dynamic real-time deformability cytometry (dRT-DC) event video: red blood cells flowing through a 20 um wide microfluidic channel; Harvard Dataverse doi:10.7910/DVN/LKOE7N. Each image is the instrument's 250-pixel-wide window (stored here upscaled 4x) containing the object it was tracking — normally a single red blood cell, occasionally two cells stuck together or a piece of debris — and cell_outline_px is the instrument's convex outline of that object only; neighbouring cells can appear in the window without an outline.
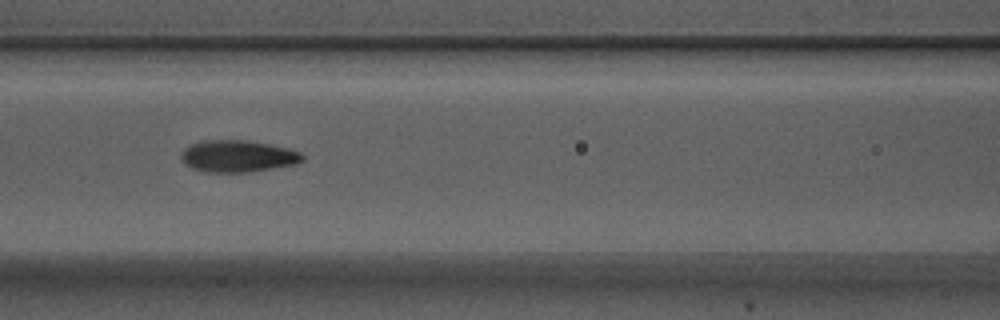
{"species": "Egyptian fruit bat (a non-hibernating species)", "species_latin": "Rousettus aegyptiacus", "temperature_condition": "warm", "stored_images_in_passage": 7, "camera_frame_rate_fps": 3000, "um_per_image_px": 0.085, "animal": {"sex": "male"}, "frame": {"image": 1, "passage_image": 3, "time_ms": 0.667, "image_size_px": [1000, 320], "cell_outline_px": [[304, 160], [296, 164], [248, 172], [208, 172], [192, 168], [184, 160], [184, 148], [200, 140], [248, 140], [288, 148], [300, 152], [304, 156]], "centroid_in_image_um": [20.27, 13.26], "position_along_channel_um": 146.3, "area_um2": 22.2}}
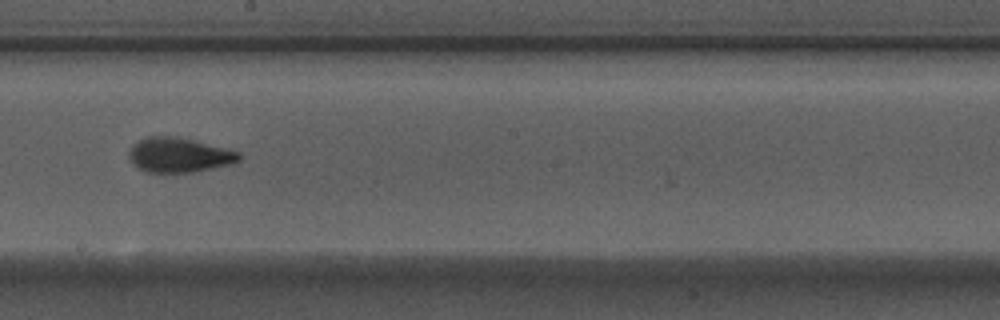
{"frame": {"image": 2, "passage_image": 5, "time_ms": 1.333, "image_size_px": [1000, 320], "cell_outline_px": [[244, 156], [240, 160], [232, 164], [192, 172], [144, 172], [128, 156], [128, 152], [132, 144], [148, 136], [172, 136], [192, 140], [240, 152]], "centroid_in_image_um": [15.24, 13.18], "position_along_channel_um": 233.0, "area_um2": 22.02}}
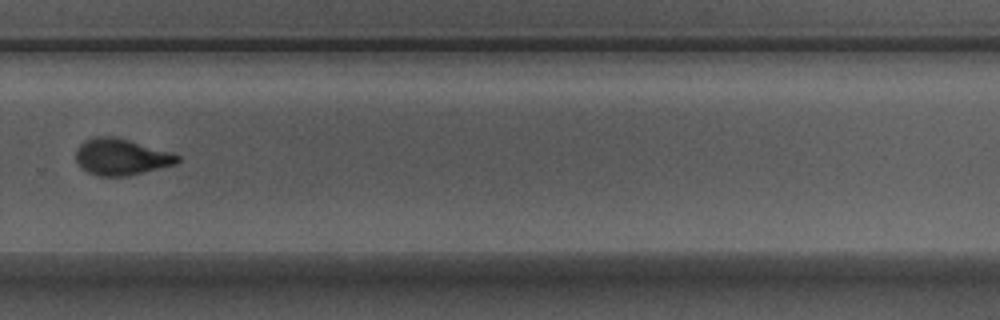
{"frame": {"image": 3, "passage_image": 7, "time_ms": 2.0, "image_size_px": [1000, 320], "cell_outline_px": [[180, 160], [176, 164], [128, 176], [100, 176], [88, 172], [80, 168], [76, 160], [76, 148], [84, 140], [96, 136], [112, 136], [128, 140], [172, 152], [180, 156]], "centroid_in_image_um": [10.29, 13.34], "position_along_channel_um": 319.5, "area_um2": 21.62}}